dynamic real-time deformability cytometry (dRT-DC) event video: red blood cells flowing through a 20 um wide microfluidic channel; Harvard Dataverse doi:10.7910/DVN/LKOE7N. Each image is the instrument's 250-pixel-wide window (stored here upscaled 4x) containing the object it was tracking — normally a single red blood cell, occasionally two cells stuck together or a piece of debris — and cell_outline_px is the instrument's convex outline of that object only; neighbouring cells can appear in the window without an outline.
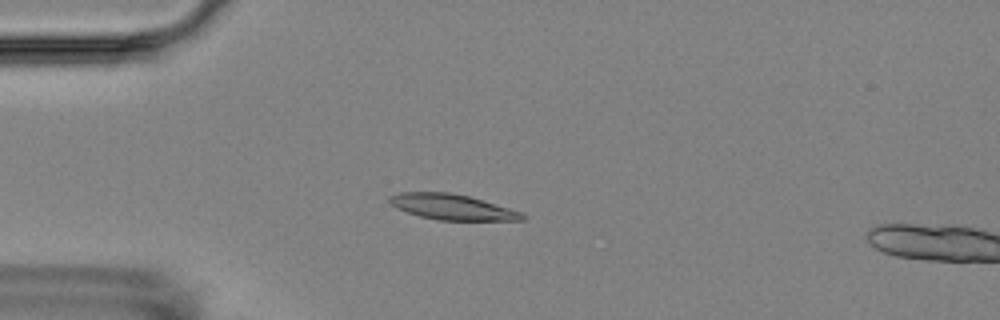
{"species": "Egyptian fruit bat (a non-hibernating species)", "species_latin": "Rousettus aegyptiacus", "temperature_condition": "room temperature", "stored_images_in_passage": 3, "camera_frame_rate_fps": 3000, "um_per_image_px": 0.085, "animal": {"sex": "female"}, "frame": {"image": 1, "passage_image": 2, "time_ms": 1.333, "image_size_px": [1000, 320], "cell_outline_px": [[524, 220], [440, 220], [420, 216], [396, 208], [388, 200], [388, 196], [400, 192], [448, 192], [468, 196], [508, 208], [520, 212], [524, 216]], "centroid_in_image_um": [38.36, 17.59], "position_along_channel_um": 46.6, "area_um2": 19.36}}